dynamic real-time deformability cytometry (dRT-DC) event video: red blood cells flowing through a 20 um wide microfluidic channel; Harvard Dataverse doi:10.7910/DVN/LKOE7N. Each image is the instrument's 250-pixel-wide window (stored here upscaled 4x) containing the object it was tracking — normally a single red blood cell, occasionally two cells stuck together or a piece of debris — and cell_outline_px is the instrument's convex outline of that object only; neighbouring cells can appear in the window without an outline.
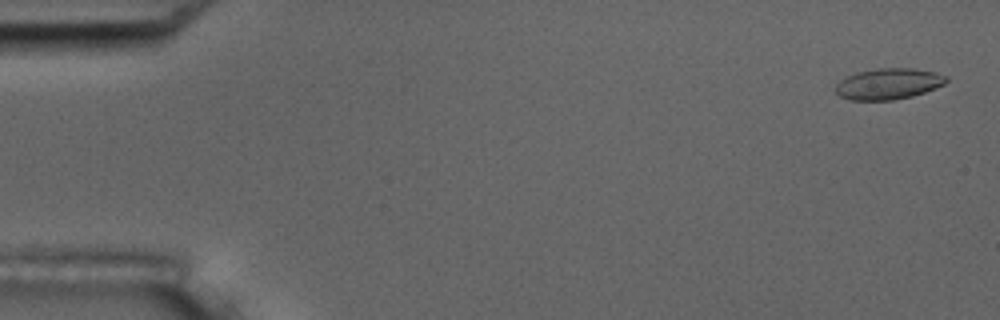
{"species": "common noctule bat (a hibernating species)", "species_latin": "Nyctalus noctula", "temperature_condition": "room temperature", "stored_images_in_passage": 5, "camera_frame_rate_fps": 3000, "um_per_image_px": 0.085, "animal": {"sex": "male", "body_mass_g": 17.5, "forearm_length_mm": 52.3}, "frame": {"image": 1, "passage_image": 1, "time_ms": 0.0, "image_size_px": [1000, 320], "cell_outline_px": [[948, 80], [944, 84], [924, 92], [912, 96], [892, 100], [848, 100], [840, 96], [836, 92], [836, 84], [840, 80], [848, 76], [860, 72], [880, 68], [912, 68], [936, 72], [948, 76]], "centroid_in_image_um": [75.53, 7.13], "position_along_channel_um": 9.5, "area_um2": 19.88}}